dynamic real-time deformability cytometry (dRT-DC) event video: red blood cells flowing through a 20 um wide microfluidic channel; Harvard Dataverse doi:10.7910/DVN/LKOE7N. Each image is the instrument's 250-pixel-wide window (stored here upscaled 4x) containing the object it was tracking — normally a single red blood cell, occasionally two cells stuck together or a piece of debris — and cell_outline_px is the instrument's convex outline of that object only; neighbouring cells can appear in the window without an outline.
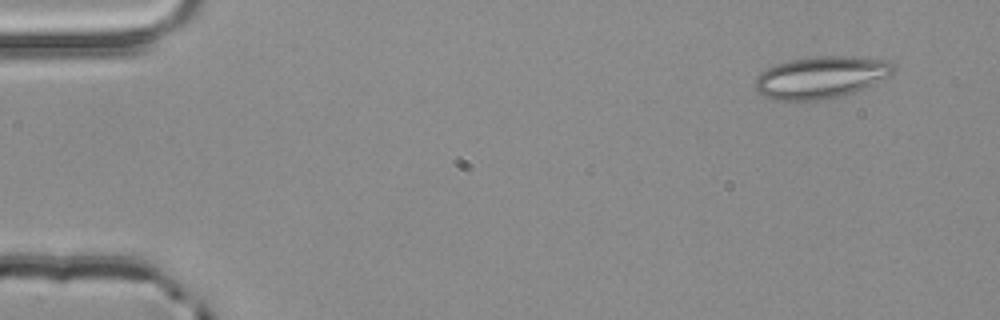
{"species": "common noctule bat (a hibernating species)", "species_latin": "Nyctalus noctula", "temperature_condition": "room temperature", "stored_images_in_passage": 3, "camera_frame_rate_fps": 3000, "um_per_image_px": 0.085, "animal": {"sex": "male", "body_mass_g": 20.4}, "frame": {"image": 1, "passage_image": 1, "time_ms": 0.0, "image_size_px": [1000, 320], "cell_outline_px": [[896, 68], [892, 76], [864, 88], [840, 96], [816, 100], [772, 100], [756, 92], [756, 76], [760, 72], [776, 64], [792, 60], [816, 56], [852, 56], [892, 60], [896, 64]], "centroid_in_image_um": [69.84, 6.56], "position_along_channel_um": 15.2, "area_um2": 34.16}}